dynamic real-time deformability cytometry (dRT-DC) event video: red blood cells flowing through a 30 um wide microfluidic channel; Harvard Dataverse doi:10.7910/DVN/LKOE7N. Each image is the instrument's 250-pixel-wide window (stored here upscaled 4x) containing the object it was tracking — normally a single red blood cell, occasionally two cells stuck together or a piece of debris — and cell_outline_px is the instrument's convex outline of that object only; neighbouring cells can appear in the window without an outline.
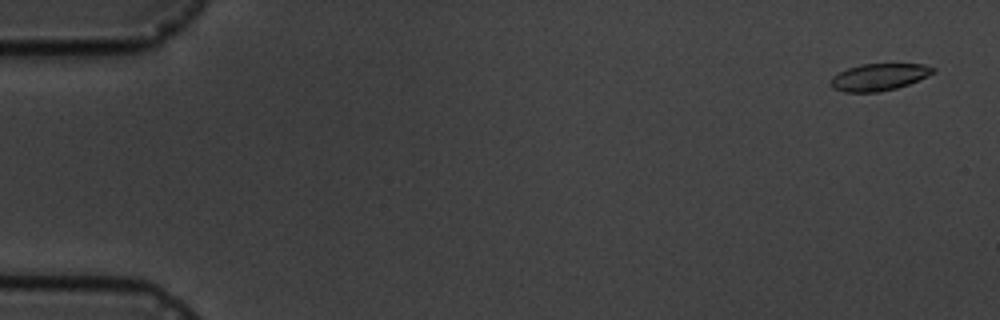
{"species": "common noctule bat (a hibernating species)", "species_latin": "Nyctalus noctula", "temperature_condition": "cold", "stored_images_in_passage": 13, "camera_frame_rate_fps": 3000, "um_per_image_px": 0.085, "animal": {"sex": "male", "body_mass_g": 19.5, "forearm_length_mm": 54.6}, "frame": {"image": 1, "passage_image": 1, "time_ms": 0.0, "image_size_px": [1000, 320], "cell_outline_px": [[936, 72], [928, 76], [908, 84], [896, 88], [880, 92], [844, 92], [832, 88], [832, 76], [848, 68], [860, 64], [924, 64], [936, 68]], "centroid_in_image_um": [74.74, 6.54], "position_along_channel_um": 10.3, "area_um2": 16.07}}
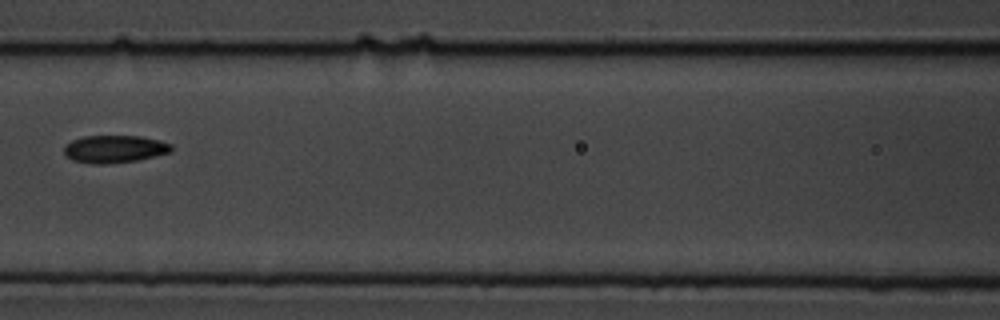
{"frame": {"image": 2, "passage_image": 8, "time_ms": 8.0, "image_size_px": [1000, 320], "cell_outline_px": [[172, 148], [168, 152], [136, 160], [108, 164], [88, 164], [72, 160], [64, 152], [64, 144], [72, 140], [84, 136], [140, 136], [160, 140], [172, 144]], "centroid_in_image_um": [9.68, 12.66], "position_along_channel_um": 156.9, "area_um2": 17.17}}
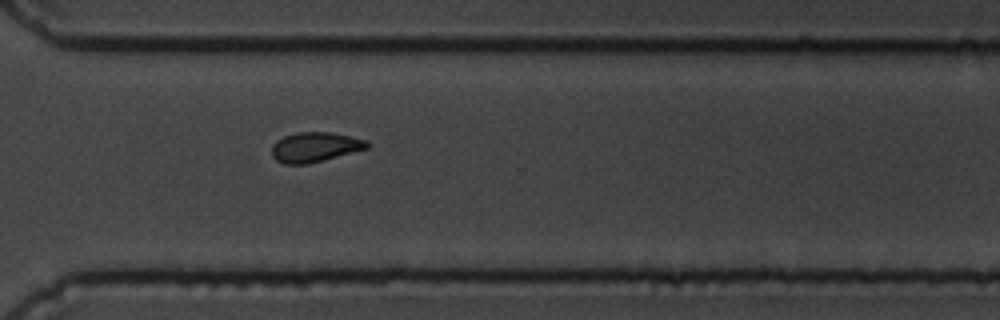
{"frame": {"image": 3, "passage_image": 13, "time_ms": 13.333, "image_size_px": [1000, 320], "cell_outline_px": [[368, 148], [324, 160], [308, 164], [284, 164], [276, 160], [272, 156], [272, 144], [276, 140], [284, 136], [296, 132], [332, 132], [368, 140]], "centroid_in_image_um": [26.75, 12.5], "position_along_channel_um": 343.8, "area_um2": 16.65}}